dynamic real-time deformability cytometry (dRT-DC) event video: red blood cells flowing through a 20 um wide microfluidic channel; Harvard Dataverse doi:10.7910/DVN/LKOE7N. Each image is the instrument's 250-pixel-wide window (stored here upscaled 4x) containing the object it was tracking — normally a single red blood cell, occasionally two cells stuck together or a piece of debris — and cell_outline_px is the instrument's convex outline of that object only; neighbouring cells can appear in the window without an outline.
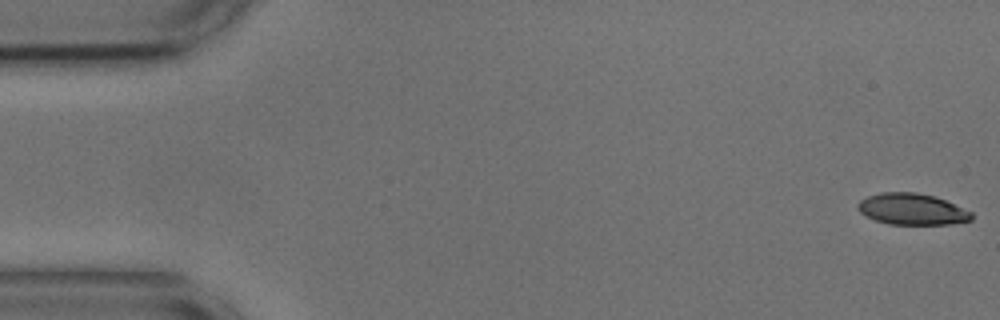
{"species": "common noctule bat (a hibernating species)", "species_latin": "Nyctalus noctula", "temperature_condition": "cold", "stored_images_in_passage": 55, "camera_frame_rate_fps": 3000, "um_per_image_px": 0.085, "animal": {"sex": "male", "body_mass_g": 17.9, "forearm_length_mm": 54.2}, "frame": {"image": 1, "passage_image": 1, "time_ms": 0.0, "image_size_px": [1000, 320], "cell_outline_px": [[972, 220], [952, 224], [888, 224], [876, 220], [860, 212], [856, 208], [856, 204], [860, 200], [868, 196], [880, 192], [916, 192], [932, 196], [944, 200], [972, 212]], "centroid_in_image_um": [77.49, 17.78], "position_along_channel_um": 7.5, "area_um2": 20.63}}
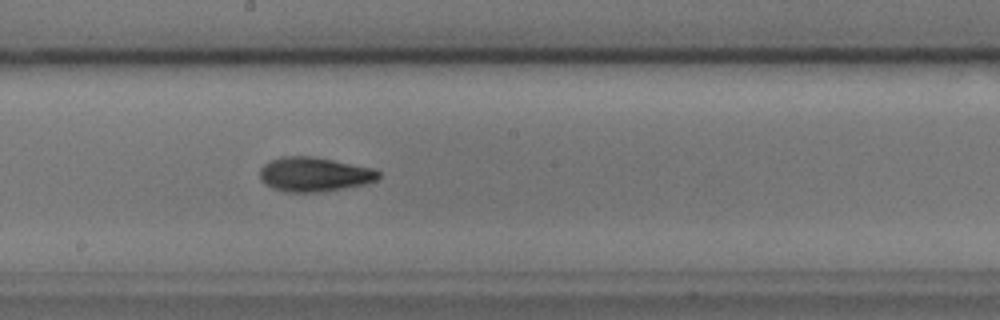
{"frame": {"image": 2, "passage_image": 29, "time_ms": 9.333, "image_size_px": [1000, 320], "cell_outline_px": [[380, 176], [376, 180], [364, 184], [344, 188], [320, 192], [284, 192], [272, 188], [264, 184], [260, 180], [260, 168], [268, 160], [280, 156], [316, 156], [372, 168], [380, 172]], "centroid_in_image_um": [26.66, 14.81], "position_along_channel_um": 221.5, "area_um2": 24.04}}
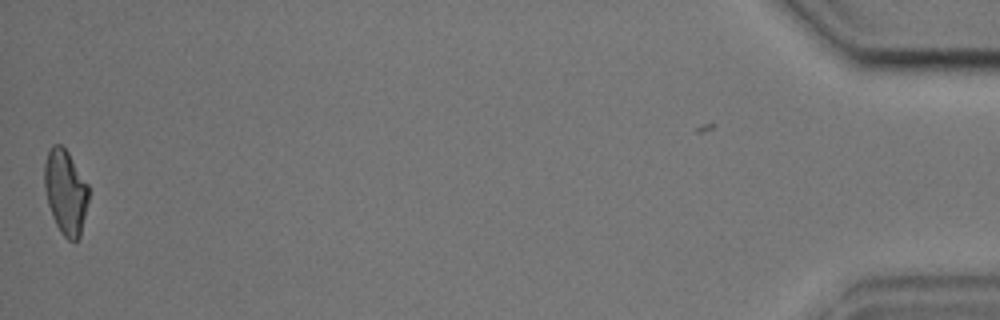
{"frame": {"image": 3, "passage_image": 54, "time_ms": 17.667, "image_size_px": [1000, 320], "cell_outline_px": [[88, 200], [80, 236], [76, 240], [68, 240], [60, 232], [52, 216], [48, 204], [44, 188], [44, 164], [48, 152], [52, 144], [60, 144], [68, 152], [88, 184]], "centroid_in_image_um": [5.56, 16.3], "position_along_channel_um": 429.6, "area_um2": 21.68}, "authors_computed_cell_mechanics": {"area_um2": 22.5998, "velocity_mm_per_s": 3.6528, "shape_relaxation_time_tau1_ms": 3.618, "shape_relaxation_time_tau2_ms": 2.1323, "deformation_change_tau1": 0.1474, "deformation_change_tau2": 0.0904}}